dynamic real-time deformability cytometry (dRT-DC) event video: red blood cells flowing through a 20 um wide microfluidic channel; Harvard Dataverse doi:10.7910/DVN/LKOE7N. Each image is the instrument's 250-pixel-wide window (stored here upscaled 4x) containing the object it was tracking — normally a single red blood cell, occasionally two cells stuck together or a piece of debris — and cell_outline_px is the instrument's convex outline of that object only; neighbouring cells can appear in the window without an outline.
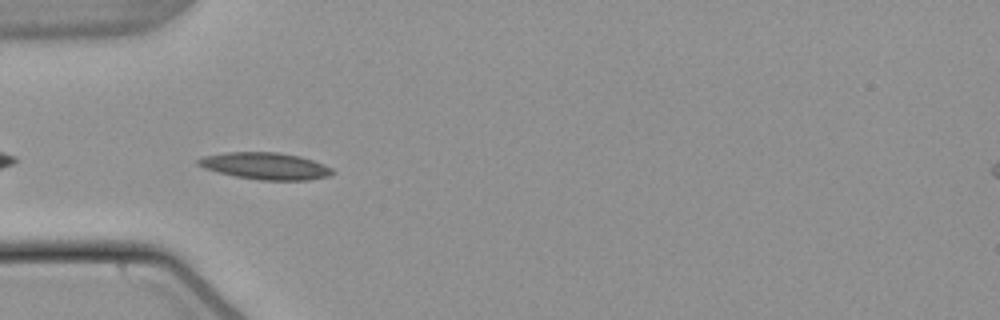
{"species": "common noctule bat (a hibernating species)", "species_latin": "Nyctalus noctula", "temperature_condition": "warm", "stored_images_in_passage": 39, "camera_frame_rate_fps": 3000, "um_per_image_px": 0.085, "animal": {"sex": "male", "body_mass_g": 21.5, "forearm_length_mm": 52.0}, "frame": {"image": 1, "passage_image": 2, "time_ms": 0.333, "image_size_px": [1000, 320], "cell_outline_px": [[336, 172], [328, 176], [308, 180], [260, 180], [236, 176], [204, 168], [196, 164], [196, 160], [204, 156], [228, 152], [280, 152], [300, 156], [324, 164], [332, 168]], "centroid_in_image_um": [22.58, 14.1], "position_along_channel_um": 62.4, "area_um2": 20.98}}
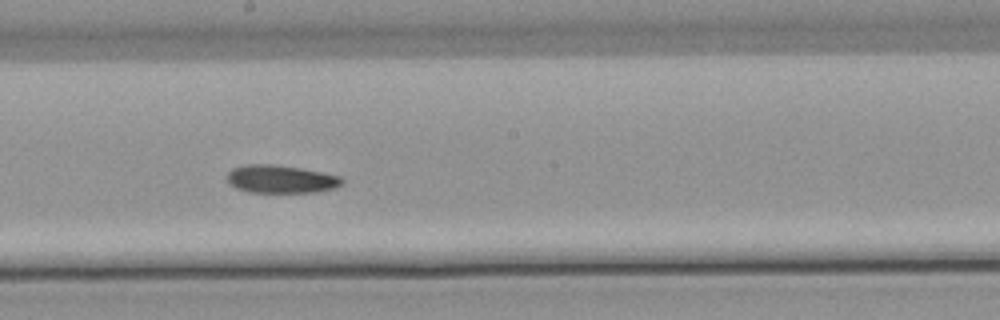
{"frame": {"image": 2, "passage_image": 15, "time_ms": 4.667, "image_size_px": [1000, 320], "cell_outline_px": [[344, 184], [336, 188], [316, 192], [248, 192], [236, 188], [228, 184], [228, 172], [232, 168], [248, 164], [272, 164], [300, 168], [340, 176], [344, 180]], "centroid_in_image_um": [23.88, 15.23], "position_along_channel_um": 224.3, "area_um2": 18.79}}
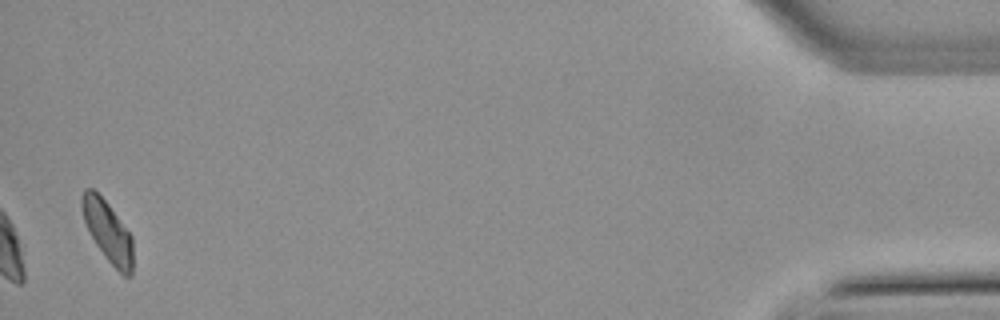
{"frame": {"image": 3, "passage_image": 38, "time_ms": 12.333, "image_size_px": [1000, 320], "cell_outline_px": [[132, 276], [124, 276], [108, 260], [96, 244], [84, 220], [80, 204], [80, 200], [84, 188], [92, 188], [108, 204], [132, 236]], "centroid_in_image_um": [9.15, 19.65], "position_along_channel_um": 426.1, "area_um2": 17.74}}